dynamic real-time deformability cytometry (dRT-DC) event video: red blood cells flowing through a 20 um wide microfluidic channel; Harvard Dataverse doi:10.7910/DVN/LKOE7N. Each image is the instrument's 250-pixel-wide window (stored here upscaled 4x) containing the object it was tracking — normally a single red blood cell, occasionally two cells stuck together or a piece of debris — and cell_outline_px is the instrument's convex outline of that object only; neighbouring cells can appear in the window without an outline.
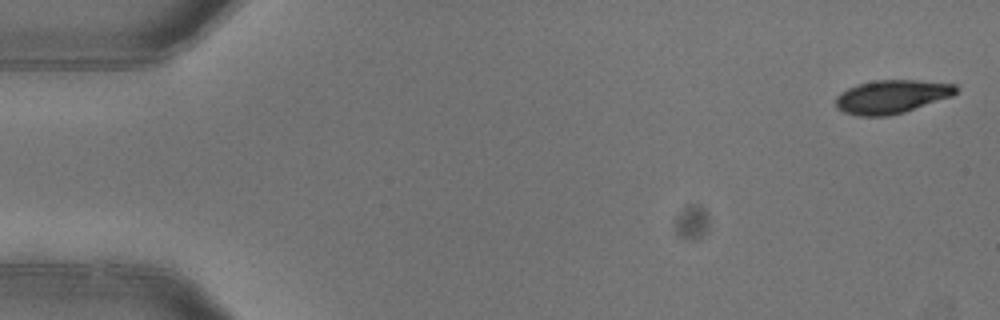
{"species": "common noctule bat (a hibernating species)", "species_latin": "Nyctalus noctula", "temperature_condition": "warm", "stored_images_in_passage": 4, "camera_frame_rate_fps": 3000, "um_per_image_px": 0.085, "animal": {"sex": "female"}, "frame": {"image": 1, "passage_image": 1, "time_ms": 0.0, "image_size_px": [1000, 320], "cell_outline_px": [[956, 92], [952, 96], [904, 112], [888, 116], [856, 116], [844, 112], [836, 108], [836, 96], [840, 92], [856, 84], [876, 80], [916, 80], [956, 84]], "centroid_in_image_um": [75.75, 8.22], "position_along_channel_um": 9.3, "area_um2": 23.47}}